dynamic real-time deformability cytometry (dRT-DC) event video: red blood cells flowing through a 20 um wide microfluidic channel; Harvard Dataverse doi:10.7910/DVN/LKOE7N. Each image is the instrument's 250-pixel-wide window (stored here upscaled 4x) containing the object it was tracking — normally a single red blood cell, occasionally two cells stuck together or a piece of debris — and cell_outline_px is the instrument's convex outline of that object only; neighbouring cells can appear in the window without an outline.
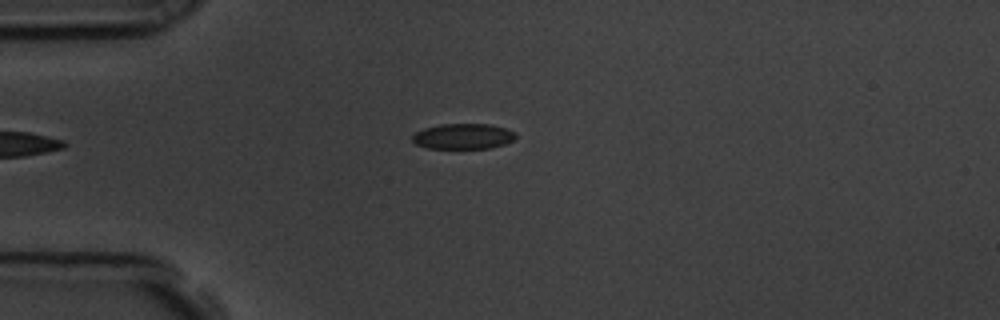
{"species": "common noctule bat (a hibernating species)", "species_latin": "Nyctalus noctula", "temperature_condition": "room temperature", "stored_images_in_passage": 43, "camera_frame_rate_fps": 3000, "um_per_image_px": 0.085, "animal": {"sex": "male", "body_mass_g": 19.5, "forearm_length_mm": 54.6}, "frame": {"image": 1, "passage_image": 1, "time_ms": 0.0, "image_size_px": [1000, 320], "cell_outline_px": [[516, 136], [512, 140], [504, 144], [492, 148], [428, 148], [416, 144], [412, 140], [412, 136], [416, 132], [424, 128], [440, 124], [488, 124], [504, 128], [516, 132]], "centroid_in_image_um": [39.36, 11.58], "position_along_channel_um": 45.6, "area_um2": 15.26}}
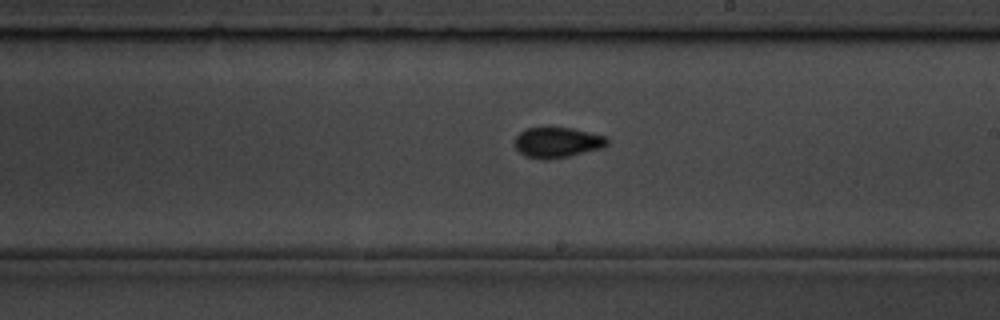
{"frame": {"image": 2, "passage_image": 19, "time_ms": 6.0, "image_size_px": [1000, 320], "cell_outline_px": [[608, 144], [604, 148], [568, 156], [548, 160], [540, 160], [524, 156], [512, 144], [516, 136], [524, 128], [548, 124], [572, 128], [604, 136], [608, 140]], "centroid_in_image_um": [47.3, 12.07], "position_along_channel_um": 241.7, "area_um2": 17.22}}
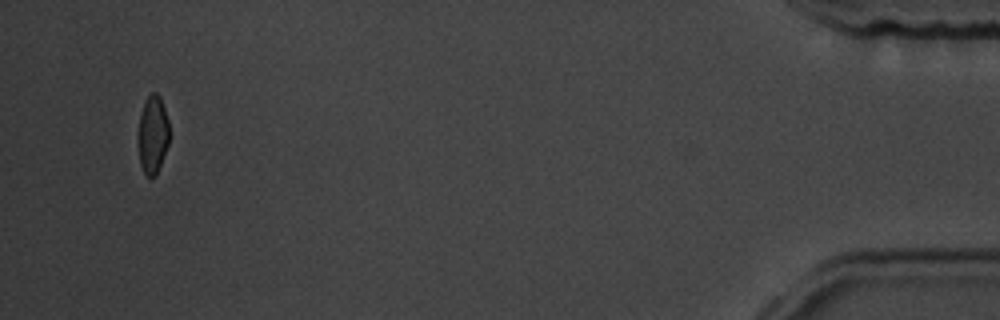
{"frame": {"image": 3, "passage_image": 41, "time_ms": 13.333, "image_size_px": [1000, 320], "cell_outline_px": [[168, 144], [156, 176], [152, 180], [144, 172], [140, 164], [136, 136], [136, 132], [140, 112], [144, 100], [152, 92], [156, 92], [160, 96], [168, 120]], "centroid_in_image_um": [12.93, 11.44], "position_along_channel_um": 422.3, "area_um2": 14.62}, "authors_computed_cell_mechanics": {"area_um2": 15.6638, "velocity_mm_per_s": 3.5763, "shape_relaxation_time_tau1_ms": 6.0143, "shape_relaxation_time_tau2_ms": 1.5541, "deformation_change_tau1": 0.11, "deformation_change_tau2": 0.0773}}